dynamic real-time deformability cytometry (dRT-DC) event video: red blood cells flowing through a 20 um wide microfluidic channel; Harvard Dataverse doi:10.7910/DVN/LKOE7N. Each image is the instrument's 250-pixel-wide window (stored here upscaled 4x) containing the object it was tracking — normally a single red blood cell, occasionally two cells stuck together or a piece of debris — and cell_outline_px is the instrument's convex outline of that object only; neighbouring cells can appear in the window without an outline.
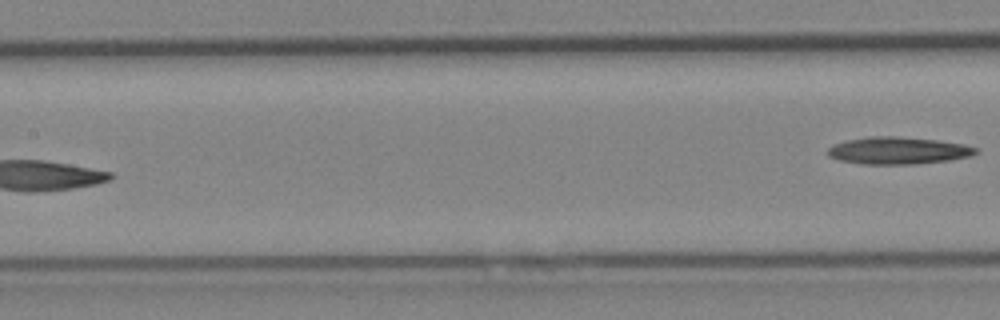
{"species": "Egyptian fruit bat (a non-hibernating species)", "species_latin": "Rousettus aegyptiacus", "temperature_condition": "cold", "stored_images_in_passage": 6, "segment_of_instrument_passage": [2, 2], "camera_frame_rate_fps": 3000, "um_per_image_px": 0.085, "animal": {"sex": "female"}, "frame": {"image": 1, "passage_image": 6, "time_ms": 6.667, "image_size_px": [1000, 320], "cell_outline_px": [[976, 152], [968, 156], [948, 160], [916, 164], [864, 164], [840, 160], [828, 156], [828, 148], [836, 144], [848, 140], [868, 136], [900, 136], [936, 140], [964, 144], [976, 148]], "centroid_in_image_um": [76.31, 12.79], "position_along_channel_um": 131.1, "area_um2": 23.18}}